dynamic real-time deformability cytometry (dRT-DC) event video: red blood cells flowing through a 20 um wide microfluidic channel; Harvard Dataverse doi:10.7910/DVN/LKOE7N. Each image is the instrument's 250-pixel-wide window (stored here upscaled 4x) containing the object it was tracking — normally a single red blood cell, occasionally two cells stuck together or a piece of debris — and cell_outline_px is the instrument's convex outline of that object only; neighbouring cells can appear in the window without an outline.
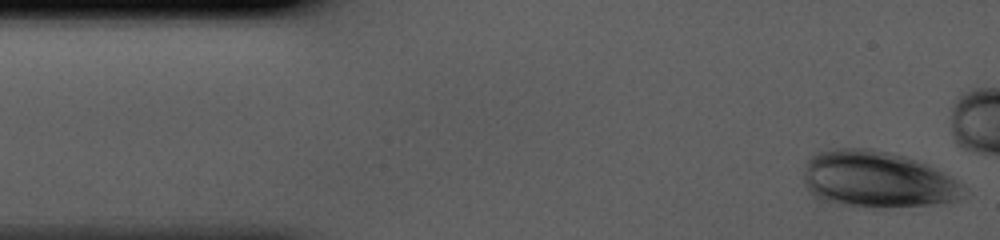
{"species": "human", "species_latin": "Homo sapiens", "temperature_condition": "cold", "stored_images_in_passage": 36, "camera_frame_rate_fps": 3000, "um_per_image_px": 0.085, "donor": {"sex": "male"}, "frame": {"image": 1, "passage_image": 1, "time_ms": 0.0, "image_size_px": [1000, 240], "cell_outline_px": [[964, 188], [960, 196], [956, 200], [944, 204], [844, 204], [820, 200], [808, 192], [804, 184], [804, 172], [808, 160], [812, 156], [820, 152], [836, 148], [868, 148], [888, 152], [904, 156], [928, 164], [956, 180]], "centroid_in_image_um": [74.52, 15.2], "position_along_channel_um": 10.5, "area_um2": 51.15}}
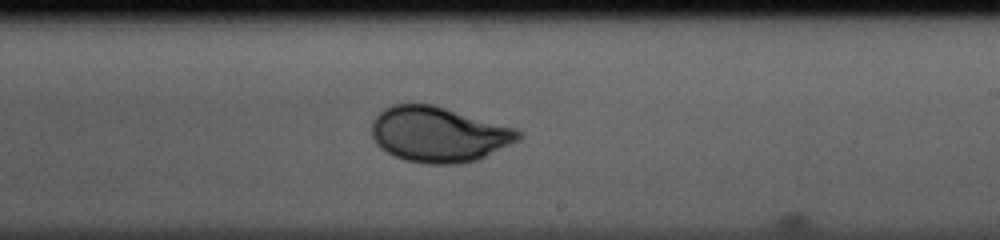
{"frame": {"image": 2, "passage_image": 24, "time_ms": 7.667, "image_size_px": [1000, 240], "cell_outline_px": [[524, 136], [520, 140], [476, 160], [460, 164], [424, 164], [404, 160], [380, 148], [376, 144], [372, 136], [372, 120], [384, 108], [392, 104], [432, 104], [520, 128], [524, 132]], "centroid_in_image_um": [37.34, 11.42], "position_along_channel_um": 251.7, "area_um2": 47.86}}
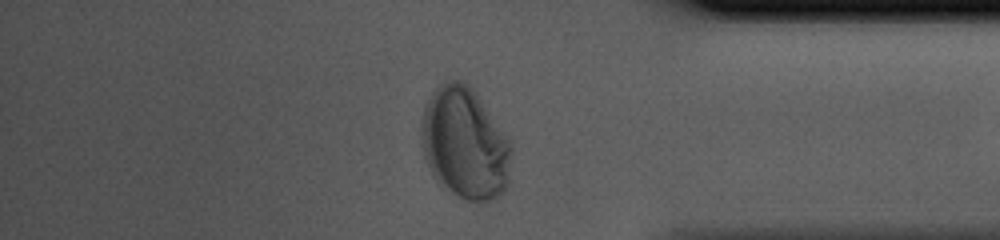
{"frame": {"image": 3, "passage_image": 35, "time_ms": 11.333, "image_size_px": [1000, 240], "cell_outline_px": [[512, 152], [508, 184], [504, 192], [500, 196], [492, 200], [468, 200], [440, 188], [432, 176], [424, 160], [420, 136], [420, 128], [424, 108], [428, 100], [436, 88], [440, 84], [448, 80], [460, 80], [468, 84], [472, 88], [512, 140]], "centroid_in_image_um": [39.51, 12.21], "position_along_channel_um": 395.7, "area_um2": 59.59}}